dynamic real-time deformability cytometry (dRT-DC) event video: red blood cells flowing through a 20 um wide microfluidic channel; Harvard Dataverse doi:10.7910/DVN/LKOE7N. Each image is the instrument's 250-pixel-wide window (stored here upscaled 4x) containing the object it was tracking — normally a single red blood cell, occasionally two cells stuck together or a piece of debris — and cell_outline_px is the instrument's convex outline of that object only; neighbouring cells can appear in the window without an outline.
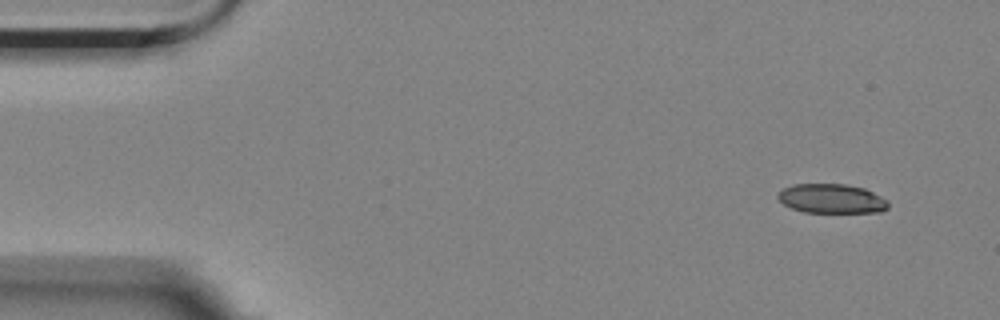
{"species": "Egyptian fruit bat (a non-hibernating species)", "species_latin": "Rousettus aegyptiacus", "temperature_condition": "room temperature", "stored_images_in_passage": 4, "camera_frame_rate_fps": 3000, "um_per_image_px": 0.085, "animal": {"sex": "female"}, "frame": {"image": 1, "passage_image": 1, "time_ms": 0.0, "image_size_px": [1000, 320], "cell_outline_px": [[888, 208], [880, 212], [804, 212], [792, 208], [784, 204], [776, 196], [776, 192], [792, 184], [844, 184], [864, 188], [888, 200]], "centroid_in_image_um": [70.66, 16.88], "position_along_channel_um": 14.3, "area_um2": 18.84}}
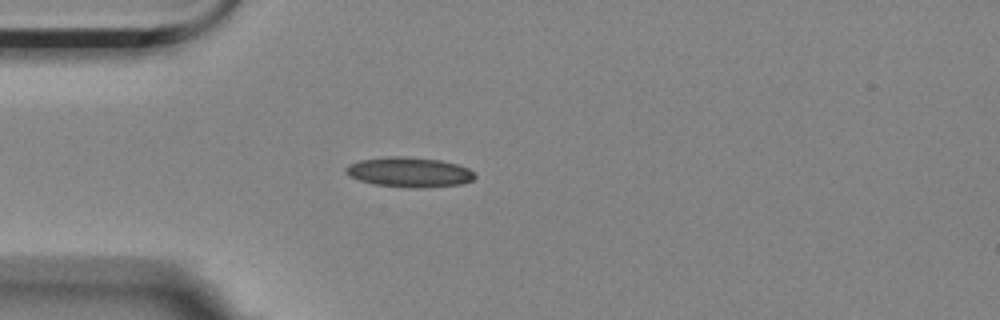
{"frame": {"image": 2, "passage_image": 4, "time_ms": 3.667, "image_size_px": [1000, 320], "cell_outline_px": [[476, 176], [472, 180], [460, 184], [424, 188], [416, 188], [376, 184], [360, 180], [348, 176], [344, 172], [344, 168], [348, 164], [360, 160], [388, 156], [404, 156], [440, 160], [456, 164], [468, 168]], "centroid_in_image_um": [34.75, 14.62], "position_along_channel_um": 50.2, "area_um2": 22.43}}